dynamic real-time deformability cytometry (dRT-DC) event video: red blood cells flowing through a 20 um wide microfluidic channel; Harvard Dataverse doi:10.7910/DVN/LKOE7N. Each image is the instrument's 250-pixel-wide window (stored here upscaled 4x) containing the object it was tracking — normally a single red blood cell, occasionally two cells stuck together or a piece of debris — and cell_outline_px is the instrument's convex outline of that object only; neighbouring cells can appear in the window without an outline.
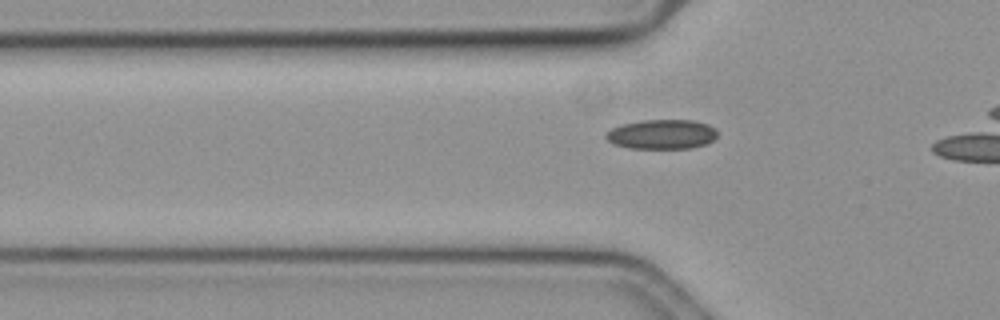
{"species": "common noctule bat (a hibernating species)", "species_latin": "Nyctalus noctula", "temperature_condition": "cold", "stored_images_in_passage": 24, "camera_frame_rate_fps": 3000, "um_per_image_px": 0.085, "animal": {"sex": "female", "body_mass_g": 19.3, "forearm_length_mm": 54.1}, "frame": {"image": 1, "passage_image": 14, "time_ms": 4.333, "image_size_px": [1000, 320], "cell_outline_px": [[716, 136], [712, 140], [704, 144], [692, 148], [628, 148], [612, 144], [604, 136], [612, 128], [624, 124], [644, 120], [692, 120], [708, 124], [716, 128]], "centroid_in_image_um": [56.25, 11.41], "position_along_channel_um": 69.5, "area_um2": 19.07}}
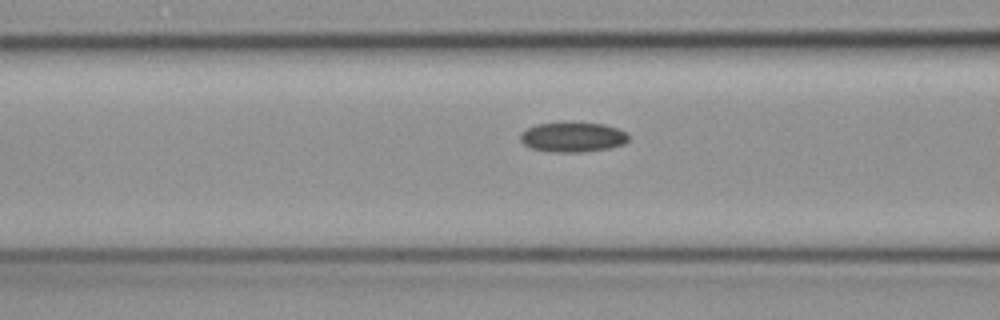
{"frame": {"image": 2, "passage_image": 18, "time_ms": 5.667, "image_size_px": [1000, 320], "cell_outline_px": [[628, 140], [624, 144], [608, 148], [580, 152], [556, 152], [532, 148], [524, 144], [520, 140], [520, 132], [536, 124], [572, 120], [604, 124], [628, 132]], "centroid_in_image_um": [48.68, 11.61], "position_along_channel_um": 117.9, "area_um2": 19.31}}
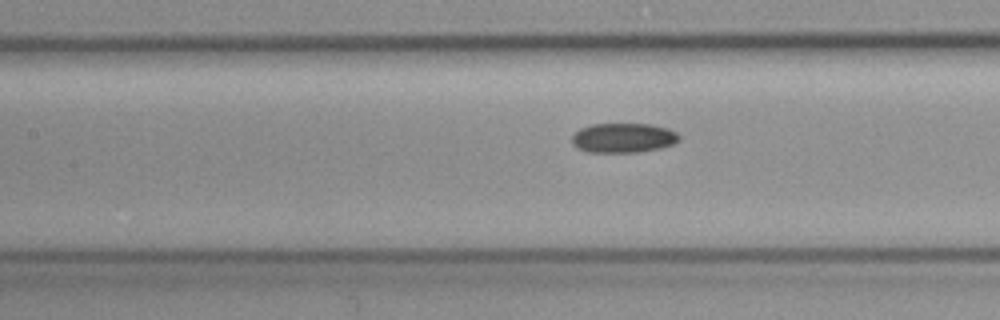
{"frame": {"image": 3, "passage_image": 21, "time_ms": 6.667, "image_size_px": [1000, 320], "cell_outline_px": [[680, 140], [672, 144], [660, 148], [636, 152], [588, 152], [576, 148], [572, 144], [572, 136], [580, 128], [592, 124], [652, 124], [668, 128], [676, 132], [680, 136]], "centroid_in_image_um": [52.98, 11.71], "position_along_channel_um": 154.4, "area_um2": 18.55}}